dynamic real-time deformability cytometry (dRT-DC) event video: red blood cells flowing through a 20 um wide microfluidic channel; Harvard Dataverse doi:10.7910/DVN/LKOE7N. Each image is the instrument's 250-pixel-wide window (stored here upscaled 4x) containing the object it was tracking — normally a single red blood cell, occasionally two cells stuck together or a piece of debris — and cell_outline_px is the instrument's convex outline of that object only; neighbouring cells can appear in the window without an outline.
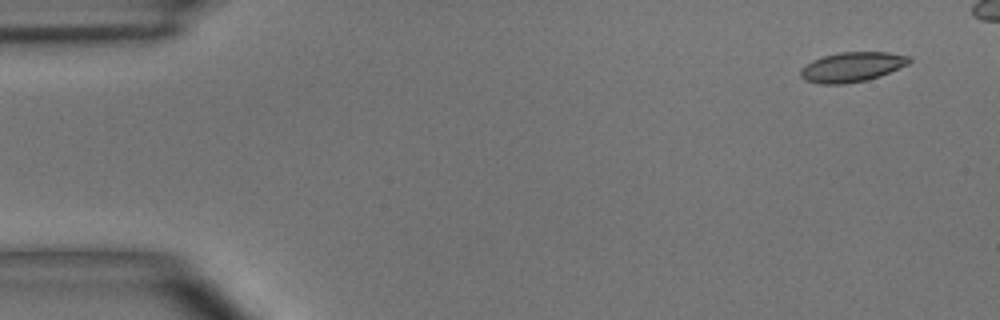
{"species": "common noctule bat (a hibernating species)", "species_latin": "Nyctalus noctula", "temperature_condition": "room temperature", "stored_images_in_passage": 7, "camera_frame_rate_fps": 3000, "um_per_image_px": 0.085, "animal": {"sex": "male", "body_mass_g": 15.6}, "frame": {"image": 1, "passage_image": 1, "time_ms": 0.0, "image_size_px": [1000, 320], "cell_outline_px": [[912, 60], [908, 64], [880, 76], [868, 80], [844, 84], [820, 84], [804, 80], [800, 76], [800, 68], [812, 60], [824, 56], [840, 52], [888, 52], [908, 56]], "centroid_in_image_um": [72.39, 5.7], "position_along_channel_um": 12.6, "area_um2": 18.9}}
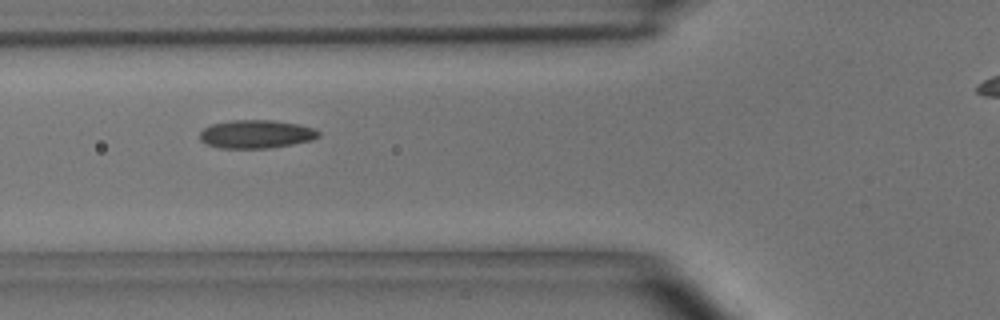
{"frame": {"image": 2, "passage_image": 5, "time_ms": 5.333, "image_size_px": [1000, 320], "cell_outline_px": [[320, 136], [312, 140], [292, 144], [268, 148], [220, 148], [204, 144], [200, 140], [200, 132], [204, 128], [212, 124], [232, 120], [272, 120], [296, 124], [316, 128], [320, 132]], "centroid_in_image_um": [21.77, 11.4], "position_along_channel_um": 104.0, "area_um2": 19.65}}